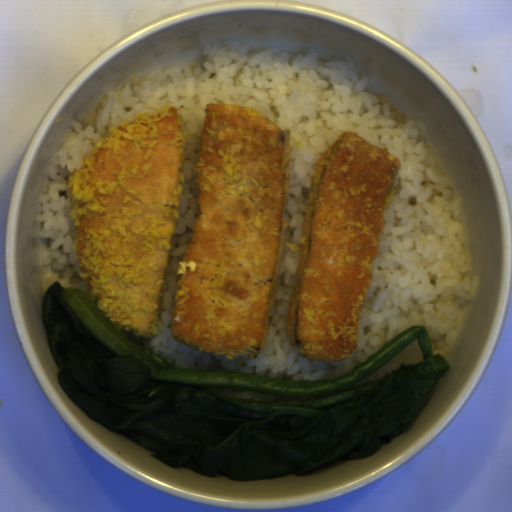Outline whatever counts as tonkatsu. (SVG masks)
I'll return each instance as SVG.
<instances>
[{
    "mask_svg": "<svg viewBox=\"0 0 512 512\" xmlns=\"http://www.w3.org/2000/svg\"><path fill=\"white\" fill-rule=\"evenodd\" d=\"M291 129L251 106L204 108L198 215L177 265L172 338L199 352L256 359L276 313L289 199Z\"/></svg>",
    "mask_w": 512,
    "mask_h": 512,
    "instance_id": "tonkatsu-1",
    "label": "tonkatsu"
},
{
    "mask_svg": "<svg viewBox=\"0 0 512 512\" xmlns=\"http://www.w3.org/2000/svg\"><path fill=\"white\" fill-rule=\"evenodd\" d=\"M107 130L66 176L72 250L105 317L120 331L150 339L166 309L165 269L186 177L187 130L171 105Z\"/></svg>",
    "mask_w": 512,
    "mask_h": 512,
    "instance_id": "tonkatsu-2",
    "label": "tonkatsu"
},
{
    "mask_svg": "<svg viewBox=\"0 0 512 512\" xmlns=\"http://www.w3.org/2000/svg\"><path fill=\"white\" fill-rule=\"evenodd\" d=\"M399 157L358 134L336 137L313 165L286 333L307 360L354 353L384 211L402 189Z\"/></svg>",
    "mask_w": 512,
    "mask_h": 512,
    "instance_id": "tonkatsu-3",
    "label": "tonkatsu"
}]
</instances>
